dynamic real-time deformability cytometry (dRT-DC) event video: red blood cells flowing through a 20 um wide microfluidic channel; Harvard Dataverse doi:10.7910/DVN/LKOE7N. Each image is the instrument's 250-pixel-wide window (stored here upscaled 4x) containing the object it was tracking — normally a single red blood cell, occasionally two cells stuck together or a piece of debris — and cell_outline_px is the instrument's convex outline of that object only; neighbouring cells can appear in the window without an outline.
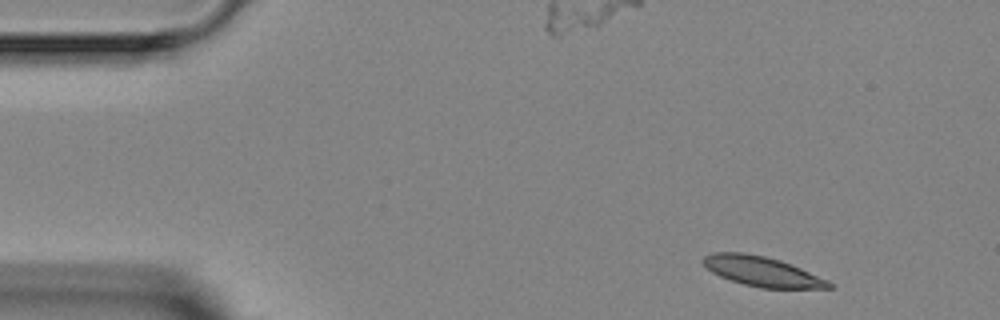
{"species": "Egyptian fruit bat (a non-hibernating species)", "species_latin": "Rousettus aegyptiacus", "temperature_condition": "room temperature", "stored_images_in_passage": 3, "camera_frame_rate_fps": 3000, "um_per_image_px": 0.085, "animal": {"sex": "female"}, "frame": {"image": 1, "passage_image": 1, "time_ms": 0.0, "image_size_px": [1000, 320], "cell_outline_px": [[836, 288], [760, 288], [744, 284], [720, 276], [712, 272], [700, 260], [704, 256], [712, 252], [744, 252], [764, 256], [780, 260], [800, 268], [828, 280]], "centroid_in_image_um": [64.76, 23.06], "position_along_channel_um": 20.2, "area_um2": 21.73}}